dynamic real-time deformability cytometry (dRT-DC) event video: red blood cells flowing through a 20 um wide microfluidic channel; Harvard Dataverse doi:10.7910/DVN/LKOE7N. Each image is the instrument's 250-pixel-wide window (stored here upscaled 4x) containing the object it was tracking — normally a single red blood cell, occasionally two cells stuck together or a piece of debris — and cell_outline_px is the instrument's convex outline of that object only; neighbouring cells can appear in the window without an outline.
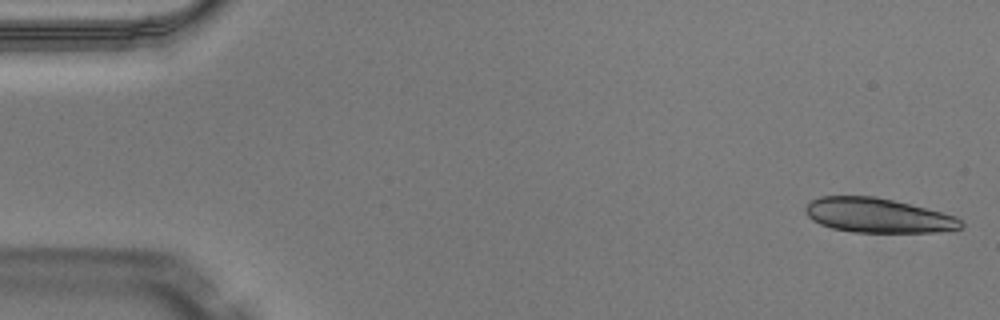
{"species": "Egyptian fruit bat (a non-hibernating species)", "species_latin": "Rousettus aegyptiacus", "temperature_condition": "warm", "stored_images_in_passage": 10, "camera_frame_rate_fps": 3000, "um_per_image_px": 0.085, "animal": {"sex": "male"}, "frame": {"image": 1, "passage_image": 1, "time_ms": 0.0, "image_size_px": [1000, 320], "cell_outline_px": [[964, 224], [960, 228], [936, 232], [852, 232], [832, 228], [820, 224], [812, 220], [804, 212], [804, 208], [812, 200], [820, 196], [876, 196], [956, 216]], "centroid_in_image_um": [74.57, 18.31], "position_along_channel_um": 10.4, "area_um2": 31.04}}